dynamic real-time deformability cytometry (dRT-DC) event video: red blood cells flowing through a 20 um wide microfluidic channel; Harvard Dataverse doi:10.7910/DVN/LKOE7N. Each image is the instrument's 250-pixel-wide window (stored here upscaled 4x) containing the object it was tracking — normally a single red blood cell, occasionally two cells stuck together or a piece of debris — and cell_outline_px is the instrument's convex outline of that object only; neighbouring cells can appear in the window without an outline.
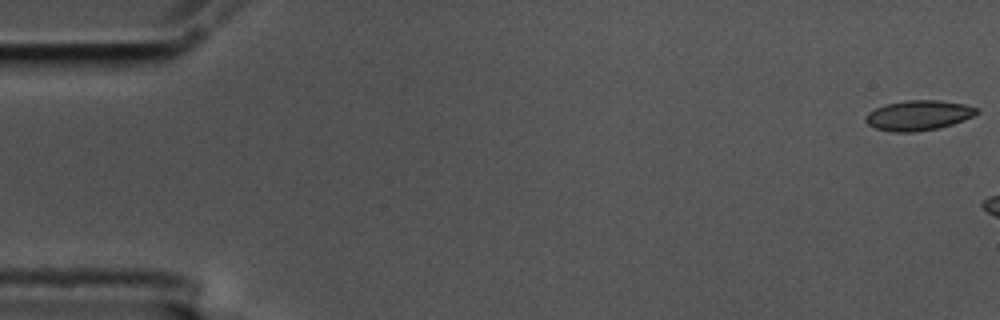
{"species": "common noctule bat (a hibernating species)", "species_latin": "Nyctalus noctula", "temperature_condition": "cold", "stored_images_in_passage": 10, "camera_frame_rate_fps": 3000, "um_per_image_px": 0.085, "animal": {"sex": "male", "body_mass_g": 17.5, "forearm_length_mm": 52.3}, "frame": {"image": 1, "passage_image": 1, "time_ms": 0.0, "image_size_px": [1000, 320], "cell_outline_px": [[980, 112], [964, 120], [940, 128], [916, 132], [892, 132], [876, 128], [868, 124], [864, 120], [864, 116], [868, 112], [884, 104], [908, 100], [940, 100], [964, 104], [980, 108]], "centroid_in_image_um": [78.07, 9.8], "position_along_channel_um": 6.9, "area_um2": 19.65}}